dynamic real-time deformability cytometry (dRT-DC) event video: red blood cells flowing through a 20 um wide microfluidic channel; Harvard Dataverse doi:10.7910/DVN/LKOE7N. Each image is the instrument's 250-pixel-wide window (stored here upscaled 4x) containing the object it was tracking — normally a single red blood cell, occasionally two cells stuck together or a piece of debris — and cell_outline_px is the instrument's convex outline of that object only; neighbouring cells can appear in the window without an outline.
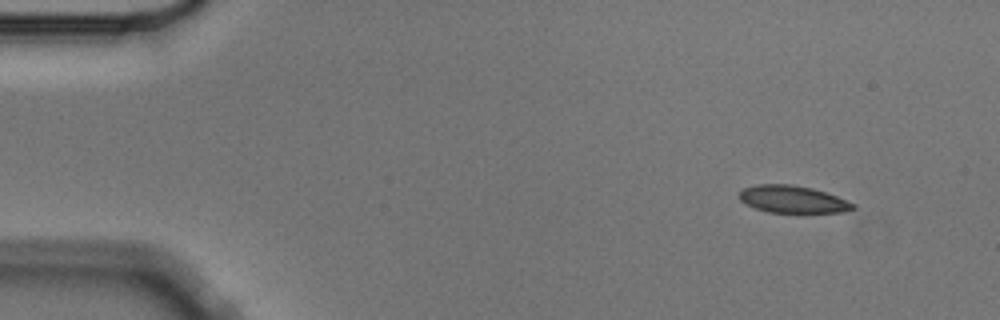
{"species": "Egyptian fruit bat (a non-hibernating species)", "species_latin": "Rousettus aegyptiacus", "temperature_condition": "cold", "stored_images_in_passage": 4, "camera_frame_rate_fps": 3000, "um_per_image_px": 0.085, "animal": {"sex": "male"}, "frame": {"image": 1, "passage_image": 1, "time_ms": 0.0, "image_size_px": [1000, 320], "cell_outline_px": [[856, 208], [844, 212], [768, 212], [756, 208], [740, 200], [736, 196], [744, 188], [756, 184], [792, 184], [812, 188], [836, 196], [856, 204]], "centroid_in_image_um": [67.37, 16.93], "position_along_channel_um": 17.6, "area_um2": 17.98}}
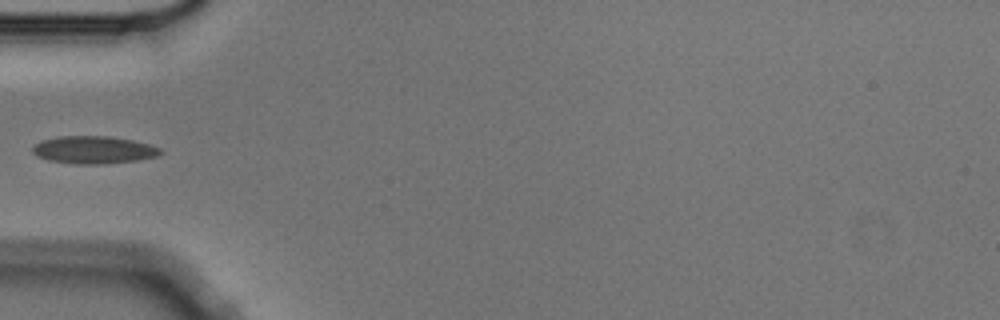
{"frame": {"image": 2, "passage_image": 4, "time_ms": 1.0, "image_size_px": [1000, 320], "cell_outline_px": [[164, 152], [160, 156], [136, 160], [100, 164], [72, 164], [48, 160], [36, 156], [32, 152], [32, 148], [40, 140], [60, 136], [108, 136], [132, 140], [148, 144], [160, 148]], "centroid_in_image_um": [7.95, 12.74], "position_along_channel_um": 77.1, "area_um2": 20.63}}